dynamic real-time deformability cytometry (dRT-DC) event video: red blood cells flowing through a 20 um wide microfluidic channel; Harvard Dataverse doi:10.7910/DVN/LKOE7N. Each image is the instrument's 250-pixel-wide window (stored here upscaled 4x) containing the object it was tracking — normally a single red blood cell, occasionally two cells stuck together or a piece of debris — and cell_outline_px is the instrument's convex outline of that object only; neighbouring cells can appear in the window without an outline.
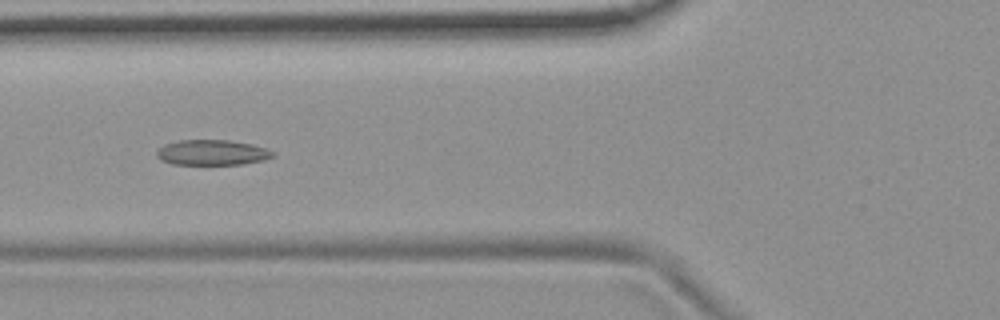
{"species": "common noctule bat (a hibernating species)", "species_latin": "Nyctalus noctula", "temperature_condition": "room temperature", "stored_images_in_passage": 8, "camera_frame_rate_fps": 3000, "um_per_image_px": 0.085, "animal": {"sex": "female", "body_mass_g": 19.9}, "frame": {"image": 1, "passage_image": 4, "time_ms": 3.333, "image_size_px": [1000, 320], "cell_outline_px": [[276, 156], [264, 160], [244, 164], [172, 164], [160, 160], [156, 156], [156, 152], [164, 144], [180, 140], [228, 140], [252, 144], [268, 148], [276, 152]], "centroid_in_image_um": [18.08, 12.96], "position_along_channel_um": 107.7, "area_um2": 17.34}}
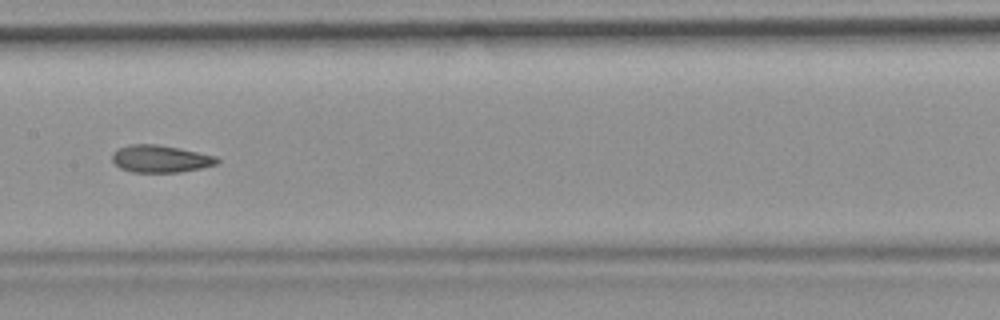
{"frame": {"image": 2, "passage_image": 6, "time_ms": 5.667, "image_size_px": [1000, 320], "cell_outline_px": [[220, 164], [180, 172], [132, 172], [120, 168], [112, 160], [112, 152], [116, 148], [132, 144], [156, 144], [180, 148], [216, 156], [220, 160]], "centroid_in_image_um": [13.64, 13.49], "position_along_channel_um": 193.8, "area_um2": 16.82}}
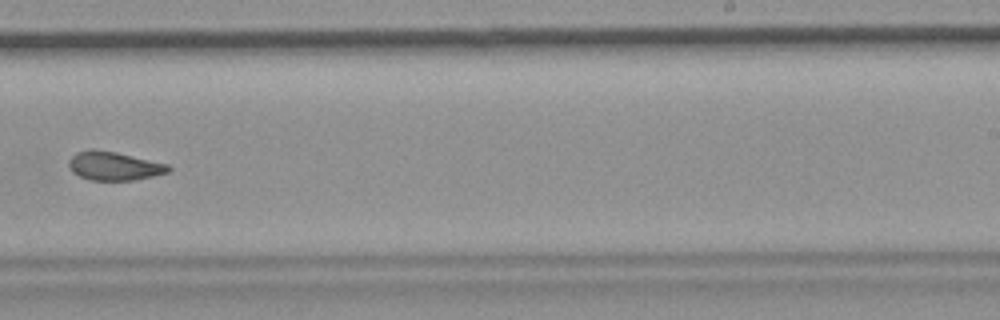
{"frame": {"image": 3, "passage_image": 8, "time_ms": 8.0, "image_size_px": [1000, 320], "cell_outline_px": [[172, 168], [168, 172], [152, 176], [132, 180], [88, 180], [72, 172], [68, 168], [68, 160], [76, 152], [92, 148], [116, 152], [168, 164]], "centroid_in_image_um": [9.65, 14.1], "position_along_channel_um": 279.4, "area_um2": 16.7}}